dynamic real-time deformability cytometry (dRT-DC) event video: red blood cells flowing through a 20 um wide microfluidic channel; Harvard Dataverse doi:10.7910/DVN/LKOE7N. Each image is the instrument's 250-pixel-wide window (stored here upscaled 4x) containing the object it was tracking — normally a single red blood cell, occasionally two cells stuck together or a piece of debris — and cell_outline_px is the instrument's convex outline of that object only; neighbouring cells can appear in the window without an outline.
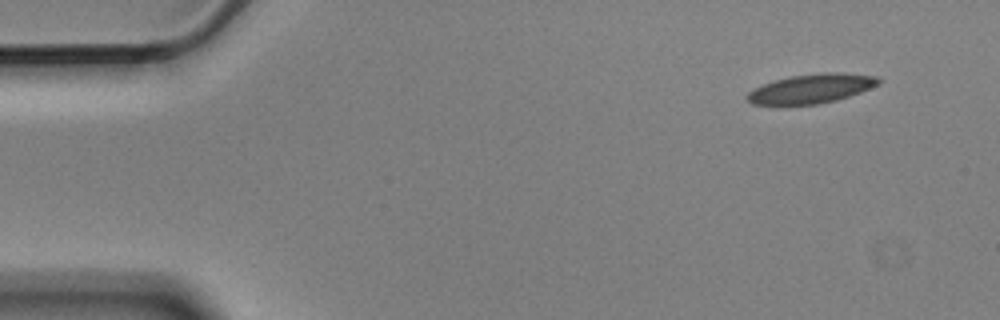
{"species": "Egyptian fruit bat (a non-hibernating species)", "species_latin": "Rousettus aegyptiacus", "temperature_condition": "cold", "stored_images_in_passage": 3, "camera_frame_rate_fps": 3000, "um_per_image_px": 0.085, "animal": {"sex": "male"}, "frame": {"image": 1, "passage_image": 1, "time_ms": 0.0, "image_size_px": [1000, 320], "cell_outline_px": [[884, 80], [880, 84], [860, 92], [836, 100], [816, 104], [752, 104], [748, 100], [748, 92], [752, 88], [776, 80], [792, 76], [828, 72], [840, 72], [876, 76]], "centroid_in_image_um": [69.02, 7.52], "position_along_channel_um": 16.0, "area_um2": 22.08}}